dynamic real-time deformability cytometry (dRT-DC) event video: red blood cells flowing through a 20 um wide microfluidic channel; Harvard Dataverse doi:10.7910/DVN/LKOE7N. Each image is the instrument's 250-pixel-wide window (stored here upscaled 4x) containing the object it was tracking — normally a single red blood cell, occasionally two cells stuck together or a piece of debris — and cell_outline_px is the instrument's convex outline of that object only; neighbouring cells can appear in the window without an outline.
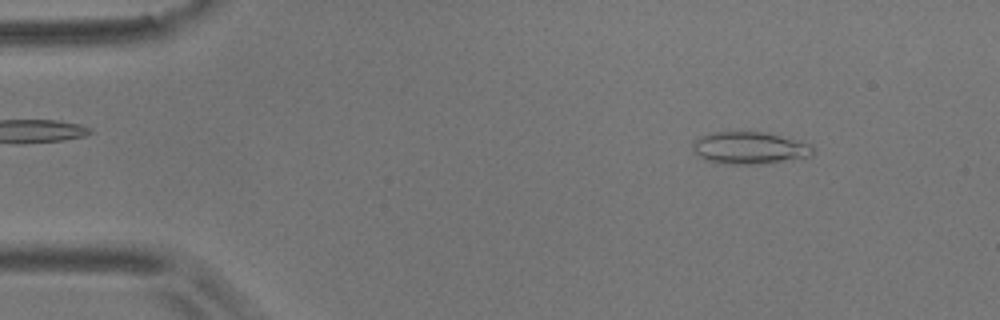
{"species": "common noctule bat (a hibernating species)", "species_latin": "Nyctalus noctula", "temperature_condition": "room temperature", "stored_images_in_passage": 55, "camera_frame_rate_fps": 3000, "um_per_image_px": 0.085, "animal": {"sex": "male", "body_mass_g": 17.9}, "frame": {"image": 1, "passage_image": 6, "time_ms": 1.667, "image_size_px": [1000, 320], "cell_outline_px": [[812, 156], [756, 164], [724, 164], [704, 160], [696, 156], [692, 148], [692, 144], [700, 136], [708, 132], [764, 132], [808, 144], [812, 148]], "centroid_in_image_um": [63.59, 12.58], "position_along_channel_um": 21.4, "area_um2": 22.25}}
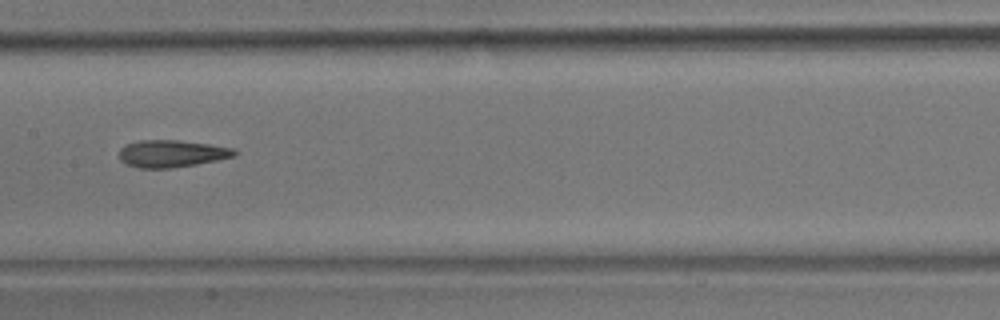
{"frame": {"image": 2, "passage_image": 27, "time_ms": 8.667, "image_size_px": [1000, 320], "cell_outline_px": [[240, 152], [236, 156], [196, 164], [172, 168], [140, 168], [128, 164], [120, 160], [120, 148], [128, 144], [140, 140], [180, 140], [236, 148]], "centroid_in_image_um": [14.65, 13.05], "position_along_channel_um": 192.7, "area_um2": 18.26}}
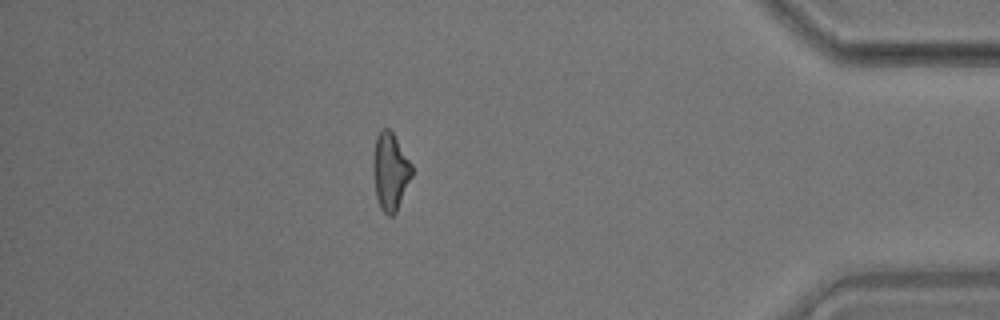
{"frame": {"image": 3, "passage_image": 48, "time_ms": 15.667, "image_size_px": [1000, 320], "cell_outline_px": [[412, 176], [396, 212], [392, 216], [388, 216], [380, 208], [376, 196], [372, 172], [372, 156], [376, 136], [380, 128], [388, 128], [392, 132], [412, 164]], "centroid_in_image_um": [33.14, 14.56], "position_along_channel_um": 402.1, "area_um2": 17.69}, "authors_computed_cell_mechanics": {"area_um2": 18.2648, "velocity_mm_per_s": 3.5815, "shape_relaxation_time_tau1_ms": null, "shape_relaxation_time_tau2_ms": 4.6202, "deformation_change_tau1": null, "deformation_change_tau2": 0.1544}}